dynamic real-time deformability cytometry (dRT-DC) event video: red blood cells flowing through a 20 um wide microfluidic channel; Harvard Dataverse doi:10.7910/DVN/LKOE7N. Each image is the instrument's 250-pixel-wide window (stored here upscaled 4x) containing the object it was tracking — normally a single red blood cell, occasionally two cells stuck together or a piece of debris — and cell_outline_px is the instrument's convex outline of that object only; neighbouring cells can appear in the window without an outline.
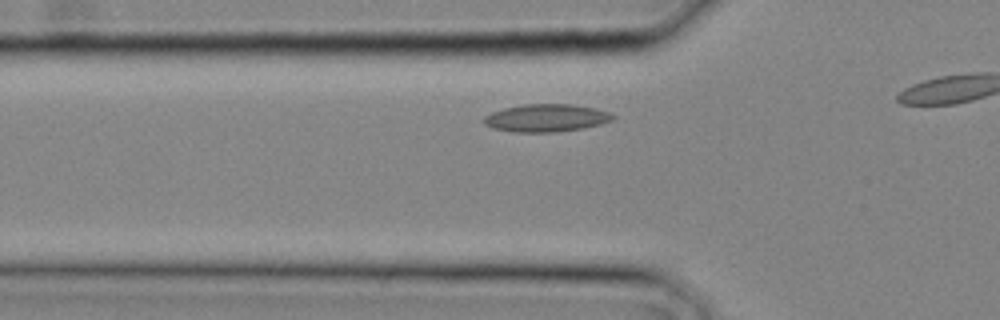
{"species": "common noctule bat (a hibernating species)", "species_latin": "Nyctalus noctula", "temperature_condition": "cold", "stored_images_in_passage": 7, "camera_frame_rate_fps": 3000, "um_per_image_px": 0.085, "animal": {"sex": "male", "body_mass_g": 20.4}, "frame": {"image": 1, "passage_image": 4, "time_ms": 1.0, "image_size_px": [1000, 320], "cell_outline_px": [[616, 116], [612, 120], [600, 124], [584, 128], [552, 132], [512, 132], [492, 128], [484, 124], [484, 116], [492, 112], [504, 108], [524, 104], [572, 104], [596, 108], [608, 112]], "centroid_in_image_um": [46.42, 10.02], "position_along_channel_um": 79.4, "area_um2": 20.81}}
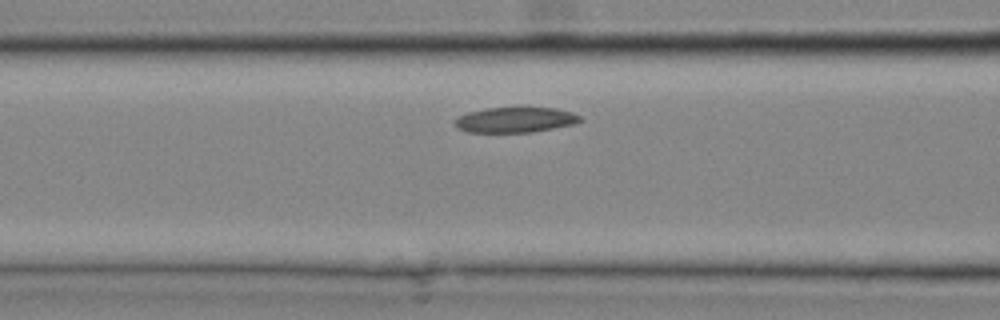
{"frame": {"image": 2, "passage_image": 6, "time_ms": 1.667, "image_size_px": [1000, 320], "cell_outline_px": [[580, 120], [572, 124], [532, 132], [468, 132], [460, 128], [456, 124], [456, 120], [460, 116], [468, 112], [484, 108], [516, 104], [556, 108], [572, 112], [580, 116]], "centroid_in_image_um": [43.82, 10.12], "position_along_channel_um": 122.8, "area_um2": 19.07}}